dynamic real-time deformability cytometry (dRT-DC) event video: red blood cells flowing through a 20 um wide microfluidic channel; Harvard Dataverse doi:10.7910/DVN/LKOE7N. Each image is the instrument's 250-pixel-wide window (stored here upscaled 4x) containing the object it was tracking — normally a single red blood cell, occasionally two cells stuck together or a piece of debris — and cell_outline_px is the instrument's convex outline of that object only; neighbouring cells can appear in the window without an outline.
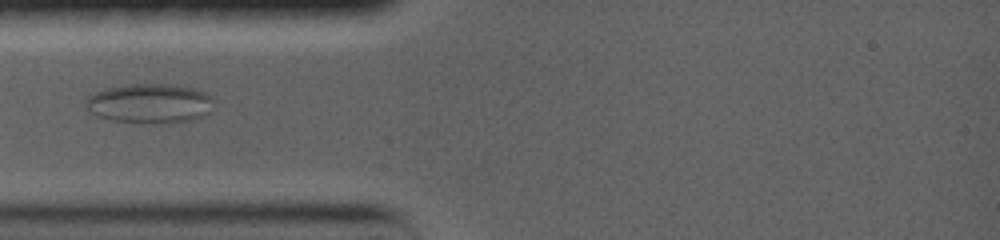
{"species": "common noctule bat (a hibernating species)", "species_latin": "Nyctalus noctula", "temperature_condition": "warm", "stored_images_in_passage": 32, "camera_frame_rate_fps": 5000, "um_per_image_px": 0.085, "animal": {"sex": "female", "body_mass_g": 19.0, "forearm_length_mm": 56.7}, "frame": {"image": 1, "passage_image": 4, "time_ms": 1.8, "image_size_px": [1000, 240], "cell_outline_px": [[212, 100], [208, 112], [204, 116], [192, 120], [160, 124], [152, 124], [112, 120], [96, 116], [84, 104], [84, 100], [88, 96], [104, 88], [132, 84], [168, 84], [192, 88], [208, 92], [212, 96]], "centroid_in_image_um": [12.71, 8.8], "position_along_channel_um": 72.3, "area_um2": 29.65}}
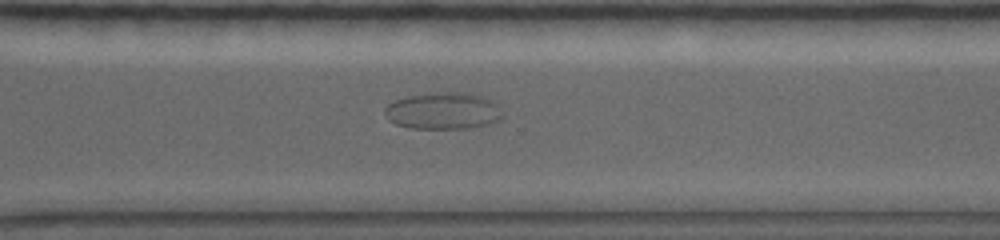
{"frame": {"image": 2, "passage_image": 19, "time_ms": 9.8, "image_size_px": [1000, 240], "cell_outline_px": [[488, 104], [476, 124], [452, 128], [416, 128], [400, 124], [392, 120], [388, 108], [388, 104], [396, 100], [408, 96], [436, 92], [472, 92], [484, 96], [488, 100]], "centroid_in_image_um": [37.29, 9.34], "position_along_channel_um": 333.3, "area_um2": 21.62}}
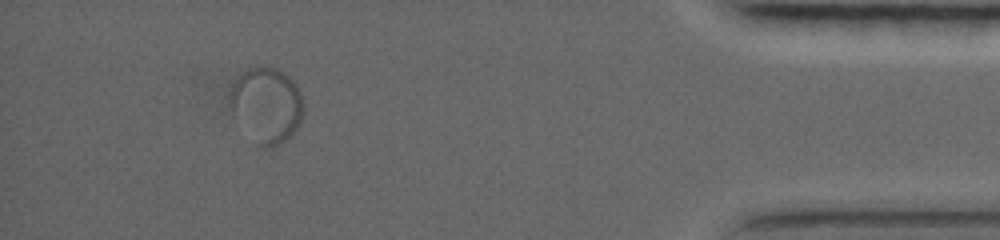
{"frame": {"image": 3, "passage_image": 27, "time_ms": 14.2, "image_size_px": [1000, 240], "cell_outline_px": [[300, 112], [292, 128], [284, 136], [240, 84], [240, 76], [248, 68], [256, 64], [276, 68], [288, 76], [292, 80], [300, 96]], "centroid_in_image_um": [23.22, 8.07], "position_along_channel_um": 412.0, "area_um2": 18.44}}